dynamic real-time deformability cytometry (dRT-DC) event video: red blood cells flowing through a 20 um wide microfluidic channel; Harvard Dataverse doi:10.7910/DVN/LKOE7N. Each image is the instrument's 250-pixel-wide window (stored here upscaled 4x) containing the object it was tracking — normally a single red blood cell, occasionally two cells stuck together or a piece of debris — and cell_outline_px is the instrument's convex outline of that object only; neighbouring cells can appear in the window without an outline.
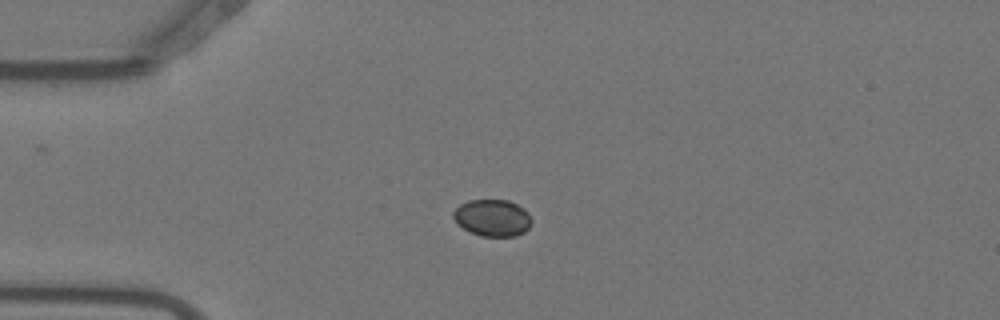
{"species": "Egyptian fruit bat (a non-hibernating species)", "species_latin": "Rousettus aegyptiacus", "temperature_condition": "warm", "stored_images_in_passage": 5, "camera_frame_rate_fps": 3000, "um_per_image_px": 0.085, "animal": {"sex": "female"}, "frame": {"image": 1, "passage_image": 3, "time_ms": 0.667, "image_size_px": [1000, 320], "cell_outline_px": [[532, 220], [528, 228], [524, 232], [516, 236], [480, 236], [456, 224], [452, 216], [452, 212], [460, 204], [468, 200], [508, 200], [524, 208], [528, 212]], "centroid_in_image_um": [41.84, 18.51], "position_along_channel_um": 43.2, "area_um2": 16.88}}
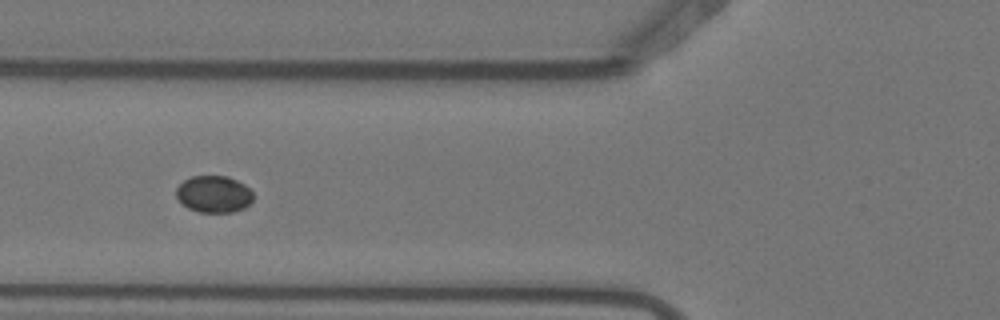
{"frame": {"image": 2, "passage_image": 5, "time_ms": 1.333, "image_size_px": [1000, 320], "cell_outline_px": [[252, 200], [244, 208], [232, 212], [200, 212], [188, 208], [180, 204], [176, 196], [176, 188], [184, 180], [192, 176], [228, 176], [244, 184], [252, 192]], "centroid_in_image_um": [18.14, 16.5], "position_along_channel_um": 107.7, "area_um2": 16.53}}